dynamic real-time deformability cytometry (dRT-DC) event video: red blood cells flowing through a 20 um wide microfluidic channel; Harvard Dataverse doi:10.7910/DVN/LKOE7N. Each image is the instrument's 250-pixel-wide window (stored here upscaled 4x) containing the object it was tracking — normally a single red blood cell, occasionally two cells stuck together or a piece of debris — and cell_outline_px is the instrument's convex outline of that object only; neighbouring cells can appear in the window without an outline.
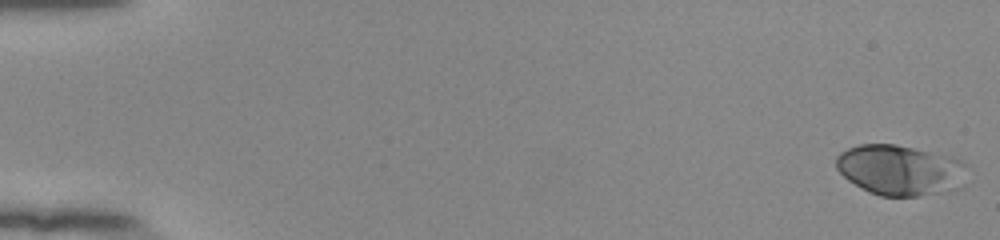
{"species": "human", "species_latin": "Homo sapiens", "temperature_condition": "room temperature", "stored_images_in_passage": 54, "camera_frame_rate_fps": 3000, "um_per_image_px": 0.085, "donor": {"sex": "female"}, "frame": {"image": 1, "passage_image": 1, "time_ms": 0.0, "image_size_px": [1000, 240], "cell_outline_px": [[964, 164], [960, 188], [920, 196], [880, 196], [868, 192], [848, 180], [836, 168], [836, 156], [840, 152], [848, 148], [860, 144], [896, 144], [952, 156], [964, 160]], "centroid_in_image_um": [76.47, 14.44], "position_along_channel_um": 8.5, "area_um2": 38.38}}
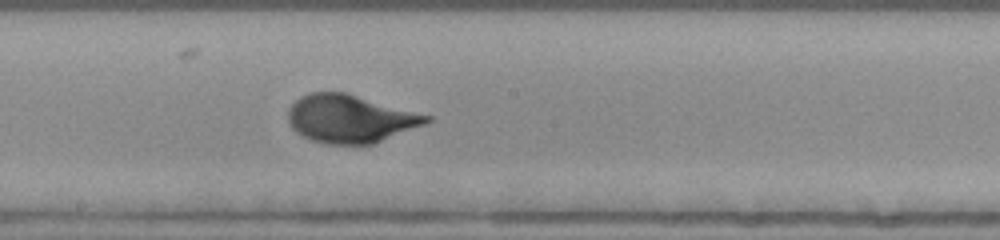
{"frame": {"image": 2, "passage_image": 31, "time_ms": 10.0, "image_size_px": [1000, 240], "cell_outline_px": [[432, 120], [424, 124], [372, 144], [324, 144], [312, 140], [296, 132], [288, 124], [288, 108], [300, 96], [308, 92], [348, 92], [432, 116]], "centroid_in_image_um": [29.74, 10.07], "position_along_channel_um": 218.5, "area_um2": 38.78}}
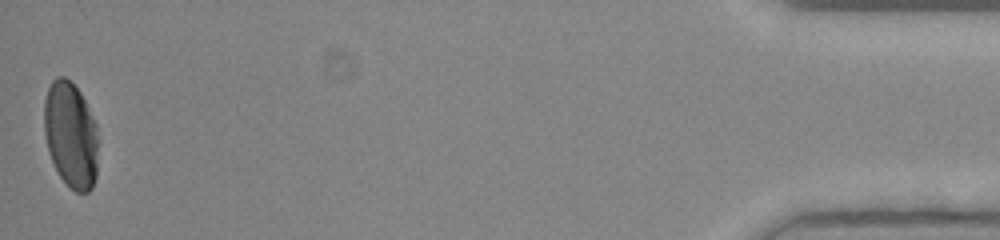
{"frame": {"image": 3, "passage_image": 54, "time_ms": 17.667, "image_size_px": [1000, 240], "cell_outline_px": [[96, 176], [92, 188], [88, 192], [76, 192], [60, 176], [48, 152], [44, 132], [44, 100], [48, 88], [52, 80], [56, 76], [64, 76], [80, 92], [96, 124]], "centroid_in_image_um": [5.99, 11.44], "position_along_channel_um": 429.2, "area_um2": 33.0}, "authors_computed_cell_mechanics": {"area_um2": 37.1076, "velocity_mm_per_s": 3.8648, "shape_relaxation_time_tau1_ms": 3.1852, "shape_relaxation_time_tau2_ms": null, "deformation_change_tau1": 0.1678, "deformation_change_tau2": null}}